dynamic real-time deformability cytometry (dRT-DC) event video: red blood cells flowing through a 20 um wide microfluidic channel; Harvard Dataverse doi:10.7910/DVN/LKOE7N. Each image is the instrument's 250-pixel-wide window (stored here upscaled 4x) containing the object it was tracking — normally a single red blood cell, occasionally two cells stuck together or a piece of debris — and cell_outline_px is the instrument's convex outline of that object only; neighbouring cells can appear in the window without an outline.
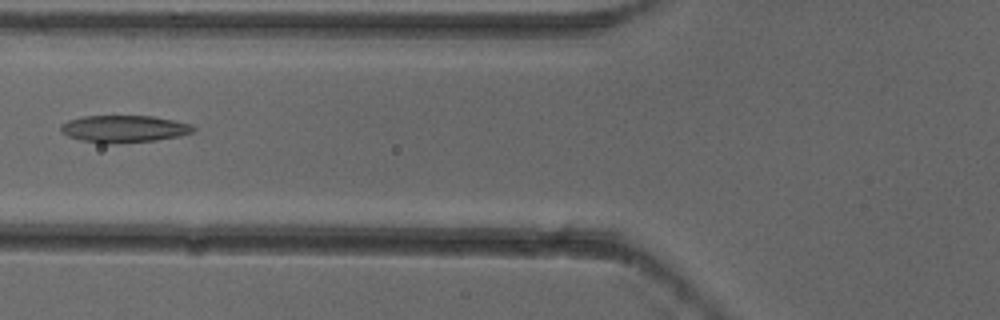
{"species": "common noctule bat (a hibernating species)", "species_latin": "Nyctalus noctula", "temperature_condition": "cold", "stored_images_in_passage": 3, "camera_frame_rate_fps": 3000, "um_per_image_px": 0.085, "animal": {"sex": "female"}, "frame": {"image": 1, "passage_image": 3, "time_ms": 0.667, "image_size_px": [1000, 320], "cell_outline_px": [[196, 132], [180, 136], [156, 140], [112, 144], [80, 140], [68, 136], [60, 132], [60, 124], [68, 120], [84, 116], [152, 116], [192, 124], [196, 128]], "centroid_in_image_um": [10.55, 10.95], "position_along_channel_um": 115.2, "area_um2": 21.1}}